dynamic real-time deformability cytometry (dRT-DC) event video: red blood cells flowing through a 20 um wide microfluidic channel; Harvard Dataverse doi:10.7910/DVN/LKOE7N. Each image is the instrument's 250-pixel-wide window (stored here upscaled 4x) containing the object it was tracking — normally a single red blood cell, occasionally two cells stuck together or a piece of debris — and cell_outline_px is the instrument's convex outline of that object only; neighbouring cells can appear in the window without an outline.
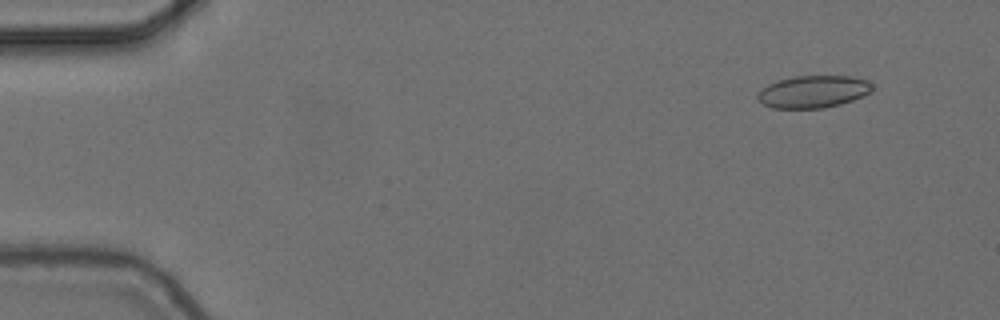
{"species": "common noctule bat (a hibernating species)", "species_latin": "Nyctalus noctula", "temperature_condition": "cold", "stored_images_in_passage": 7, "camera_frame_rate_fps": 3000, "um_per_image_px": 0.085, "animal": {"sex": "female", "body_mass_g": 24.6, "forearm_length_mm": 56.2}, "frame": {"image": 1, "passage_image": 2, "time_ms": 0.333, "image_size_px": [1000, 320], "cell_outline_px": [[872, 88], [868, 92], [852, 100], [840, 104], [824, 108], [772, 108], [764, 104], [756, 96], [768, 84], [776, 80], [796, 76], [852, 76], [868, 80], [872, 84]], "centroid_in_image_um": [69.12, 7.78], "position_along_channel_um": 15.9, "area_um2": 21.33}}
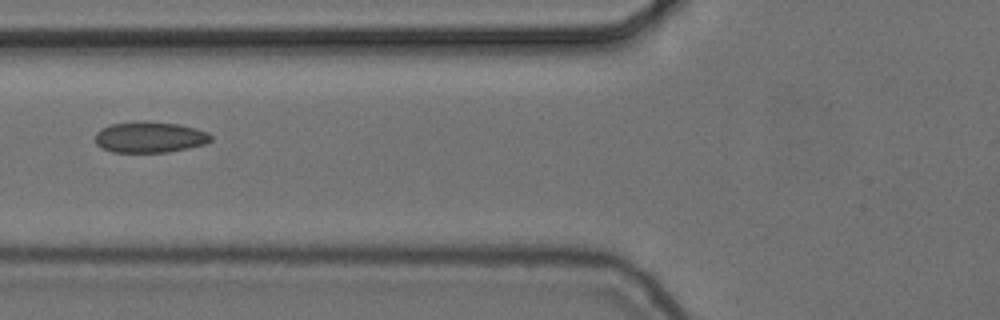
{"frame": {"image": 2, "passage_image": 7, "time_ms": 2.0, "image_size_px": [1000, 320], "cell_outline_px": [[212, 140], [204, 144], [188, 148], [168, 152], [112, 152], [100, 148], [96, 144], [96, 132], [100, 128], [112, 124], [144, 120], [180, 124], [196, 128], [208, 132], [212, 136]], "centroid_in_image_um": [12.73, 11.65], "position_along_channel_um": 113.1, "area_um2": 21.15}}